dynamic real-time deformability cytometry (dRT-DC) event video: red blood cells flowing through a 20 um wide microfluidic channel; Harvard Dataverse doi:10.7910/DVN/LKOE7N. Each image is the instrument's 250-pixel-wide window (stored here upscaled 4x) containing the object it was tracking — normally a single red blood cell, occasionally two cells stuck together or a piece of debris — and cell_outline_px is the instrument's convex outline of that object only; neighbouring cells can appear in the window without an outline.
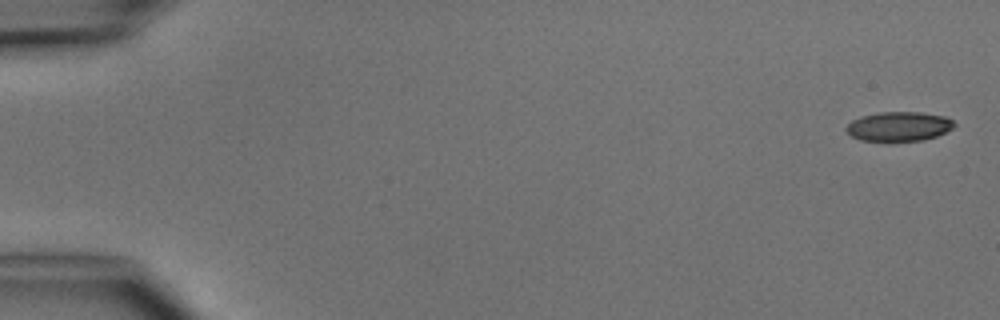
{"species": "common noctule bat (a hibernating species)", "species_latin": "Nyctalus noctula", "temperature_condition": "cold", "stored_images_in_passage": 6, "camera_frame_rate_fps": 3000, "um_per_image_px": 0.085, "animal": {"sex": "male", "body_mass_g": 15.6}, "frame": {"image": 1, "passage_image": 1, "time_ms": 0.0, "image_size_px": [1000, 320], "cell_outline_px": [[956, 124], [952, 128], [936, 136], [924, 140], [860, 140], [852, 136], [844, 128], [852, 120], [864, 116], [880, 112], [920, 112], [944, 116], [952, 120]], "centroid_in_image_um": [76.41, 10.73], "position_along_channel_um": 8.6, "area_um2": 18.15}}
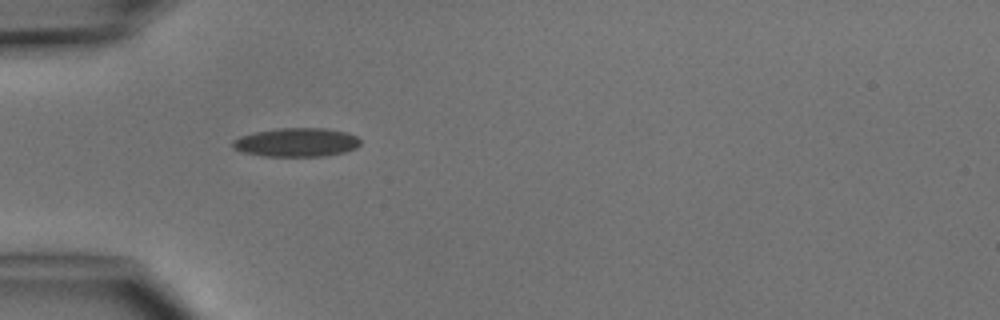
{"frame": {"image": 2, "passage_image": 5, "time_ms": 4.667, "image_size_px": [1000, 320], "cell_outline_px": [[360, 144], [356, 148], [344, 152], [324, 156], [264, 156], [244, 152], [232, 148], [232, 140], [240, 136], [256, 132], [280, 128], [324, 128], [344, 132], [356, 136], [360, 140]], "centroid_in_image_um": [25.19, 12.1], "position_along_channel_um": 59.8, "area_um2": 21.27}}